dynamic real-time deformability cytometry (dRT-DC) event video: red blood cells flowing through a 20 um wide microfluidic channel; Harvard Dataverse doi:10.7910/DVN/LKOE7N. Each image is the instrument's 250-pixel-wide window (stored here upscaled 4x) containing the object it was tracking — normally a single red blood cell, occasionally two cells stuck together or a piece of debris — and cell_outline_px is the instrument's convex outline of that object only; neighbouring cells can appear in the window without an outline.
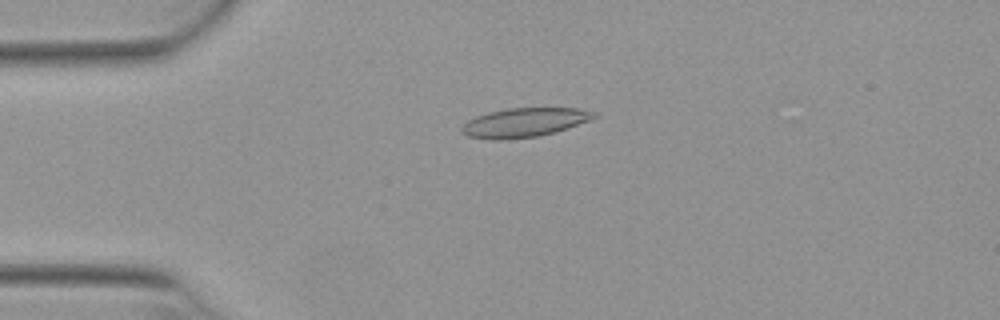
{"species": "Egyptian fruit bat (a non-hibernating species)", "species_latin": "Rousettus aegyptiacus", "temperature_condition": "warm", "stored_images_in_passage": 47, "camera_frame_rate_fps": 3000, "um_per_image_px": 0.085, "animal": {"sex": "female"}, "frame": {"image": 1, "passage_image": 11, "time_ms": 3.333, "image_size_px": [1000, 320], "cell_outline_px": [[600, 116], [568, 128], [540, 136], [500, 140], [496, 140], [468, 136], [460, 132], [460, 128], [468, 120], [476, 116], [488, 112], [508, 108], [576, 108], [596, 112]], "centroid_in_image_um": [44.57, 10.41], "position_along_channel_um": 40.4, "area_um2": 22.48}}
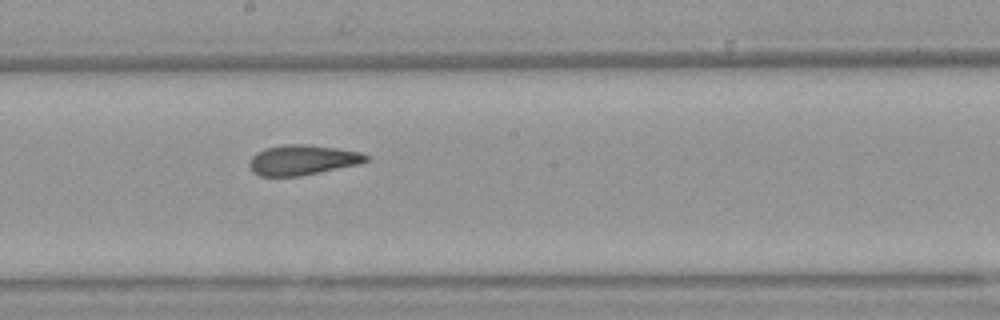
{"frame": {"image": 2, "passage_image": 27, "time_ms": 8.667, "image_size_px": [1000, 320], "cell_outline_px": [[368, 160], [360, 164], [300, 176], [260, 176], [252, 172], [248, 164], [252, 156], [256, 152], [264, 148], [284, 144], [308, 144], [336, 148], [360, 152], [368, 156]], "centroid_in_image_um": [25.68, 13.59], "position_along_channel_um": 222.5, "area_um2": 20.58}}
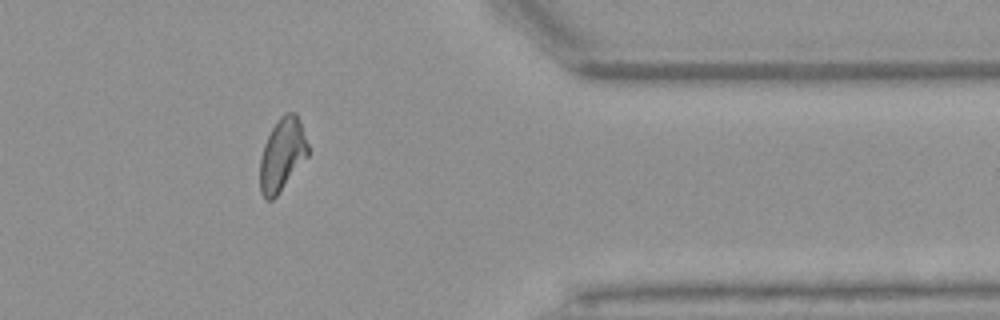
{"frame": {"image": 3, "passage_image": 41, "time_ms": 13.333, "image_size_px": [1000, 320], "cell_outline_px": [[308, 156], [276, 196], [272, 200], [264, 200], [260, 192], [260, 160], [264, 144], [276, 120], [284, 112], [296, 112], [300, 120], [308, 144]], "centroid_in_image_um": [23.98, 13.12], "position_along_channel_um": 387.4, "area_um2": 20.4}, "authors_computed_cell_mechanics": {"area_um2": 20.6924, "velocity_mm_per_s": 3.9307, "shape_relaxation_time_tau1_ms": null, "shape_relaxation_time_tau2_ms": 1.111, "deformation_change_tau1": null, "deformation_change_tau2": 0.0887}}